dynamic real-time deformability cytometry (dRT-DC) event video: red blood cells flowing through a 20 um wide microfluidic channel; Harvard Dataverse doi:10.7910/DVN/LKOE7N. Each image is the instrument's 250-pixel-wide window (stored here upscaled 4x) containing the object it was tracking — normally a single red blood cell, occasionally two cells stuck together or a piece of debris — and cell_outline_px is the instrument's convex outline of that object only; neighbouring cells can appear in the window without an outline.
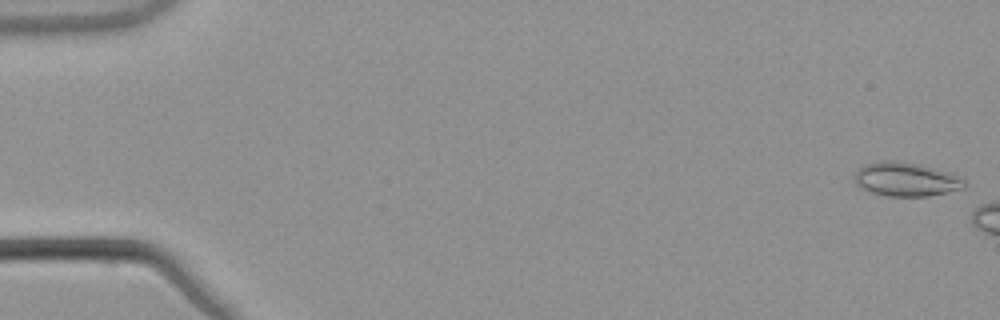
{"species": "common noctule bat (a hibernating species)", "species_latin": "Nyctalus noctula", "temperature_condition": "warm", "stored_images_in_passage": 14, "camera_frame_rate_fps": 3000, "um_per_image_px": 0.085, "animal": {"sex": "male", "body_mass_g": 21.5, "forearm_length_mm": 52.0}, "frame": {"image": 1, "passage_image": 1, "time_ms": 0.0, "image_size_px": [1000, 320], "cell_outline_px": [[964, 188], [928, 196], [888, 196], [872, 192], [860, 188], [856, 184], [856, 172], [864, 164], [880, 160], [904, 160], [920, 164], [948, 172], [964, 180]], "centroid_in_image_um": [76.98, 15.22], "position_along_channel_um": 8.0, "area_um2": 21.62}}